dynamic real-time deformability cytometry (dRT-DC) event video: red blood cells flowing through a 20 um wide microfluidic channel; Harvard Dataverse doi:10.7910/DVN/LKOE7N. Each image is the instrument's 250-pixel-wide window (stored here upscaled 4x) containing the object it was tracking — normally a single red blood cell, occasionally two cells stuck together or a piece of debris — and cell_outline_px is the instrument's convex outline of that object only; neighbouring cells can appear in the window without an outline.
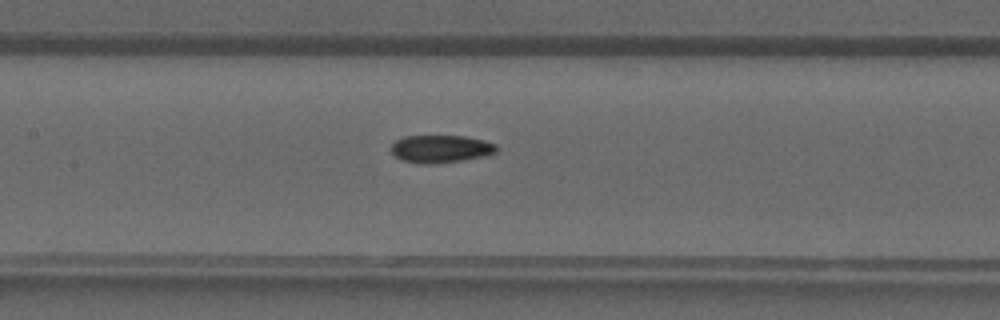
{"species": "common noctule bat (a hibernating species)", "species_latin": "Nyctalus noctula", "temperature_condition": "warm", "stored_images_in_passage": 30, "camera_frame_rate_fps": 3000, "um_per_image_px": 0.085, "animal": {"sex": "male", "forearm_length_mm": 52.5}, "frame": {"image": 1, "passage_image": 9, "time_ms": 2.667, "image_size_px": [1000, 320], "cell_outline_px": [[496, 152], [484, 156], [460, 160], [432, 164], [424, 164], [400, 160], [392, 152], [392, 144], [396, 140], [404, 136], [464, 136], [484, 140], [496, 144]], "centroid_in_image_um": [37.44, 12.65], "position_along_channel_um": 170.0, "area_um2": 16.82}}
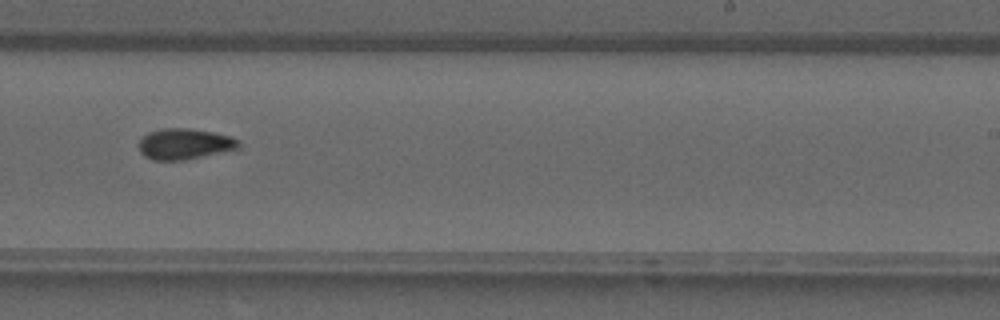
{"frame": {"image": 2, "passage_image": 15, "time_ms": 4.667, "image_size_px": [1000, 320], "cell_outline_px": [[240, 144], [236, 148], [184, 160], [152, 160], [144, 156], [140, 152], [140, 140], [148, 132], [164, 128], [188, 128], [212, 132], [228, 136], [236, 140]], "centroid_in_image_um": [15.61, 12.23], "position_along_channel_um": 273.4, "area_um2": 17.46}}
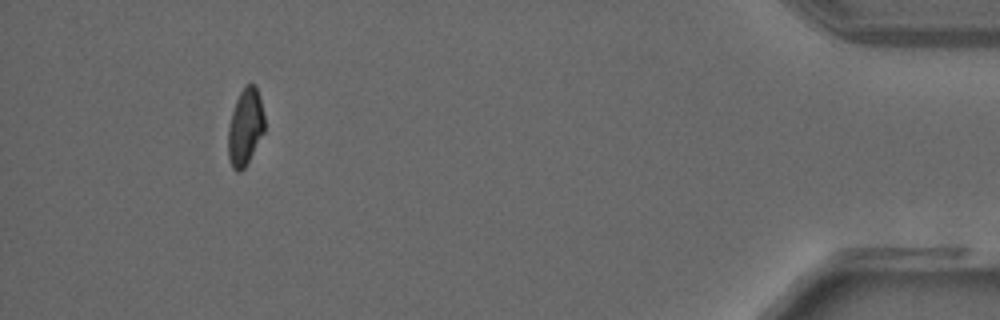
{"frame": {"image": 3, "passage_image": 27, "time_ms": 8.667, "image_size_px": [1000, 320], "cell_outline_px": [[264, 132], [244, 168], [240, 172], [236, 172], [232, 168], [228, 156], [228, 128], [232, 112], [236, 100], [244, 84], [256, 84], [260, 96], [264, 116]], "centroid_in_image_um": [20.84, 10.77], "position_along_channel_um": 414.4, "area_um2": 16.36}}